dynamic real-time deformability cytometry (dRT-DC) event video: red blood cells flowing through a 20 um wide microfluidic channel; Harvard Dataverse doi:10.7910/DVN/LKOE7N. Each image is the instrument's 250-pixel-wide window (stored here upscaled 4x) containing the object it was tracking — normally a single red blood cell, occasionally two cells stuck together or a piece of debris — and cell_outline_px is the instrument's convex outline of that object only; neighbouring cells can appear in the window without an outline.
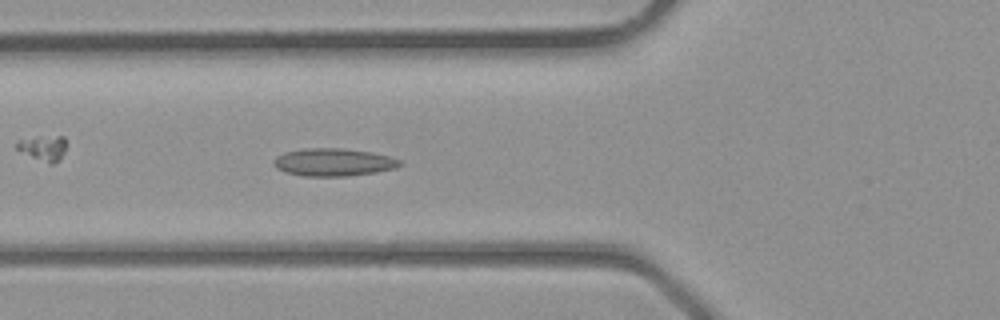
{"species": "common noctule bat (a hibernating species)", "species_latin": "Nyctalus noctula", "temperature_condition": "room temperature", "stored_images_in_passage": 39, "camera_frame_rate_fps": 3000, "um_per_image_px": 0.085, "animal": {"sex": "male", "body_mass_g": 23.1, "forearm_length_mm": 52.7}, "frame": {"image": 1, "passage_image": 14, "time_ms": 4.333, "image_size_px": [1000, 320], "cell_outline_px": [[400, 164], [396, 168], [376, 172], [348, 176], [304, 176], [284, 172], [276, 168], [272, 164], [272, 160], [276, 156], [284, 152], [304, 148], [344, 148], [372, 152], [388, 156], [400, 160]], "centroid_in_image_um": [28.29, 13.78], "position_along_channel_um": 97.5, "area_um2": 20.52}}
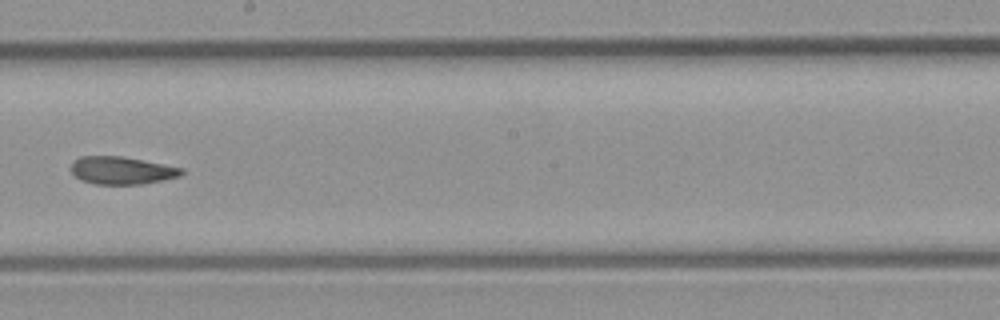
{"frame": {"image": 2, "passage_image": 22, "time_ms": 7.0, "image_size_px": [1000, 320], "cell_outline_px": [[184, 172], [180, 176], [140, 184], [96, 184], [80, 180], [72, 172], [72, 160], [80, 156], [120, 156], [184, 168]], "centroid_in_image_um": [10.32, 14.48], "position_along_channel_um": 237.9, "area_um2": 17.63}}
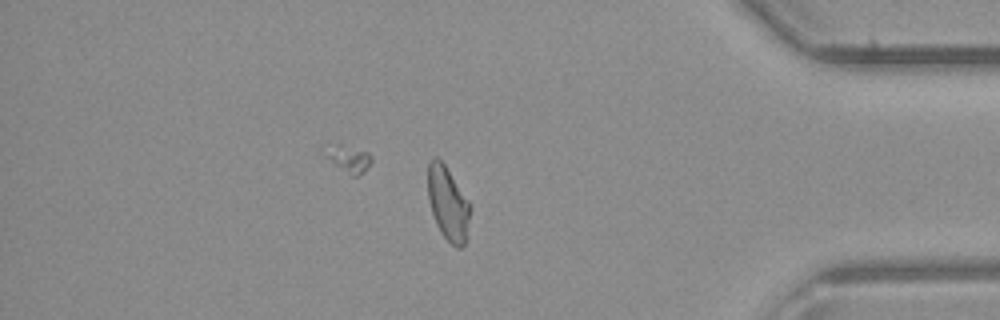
{"frame": {"image": 3, "passage_image": 33, "time_ms": 10.667, "image_size_px": [1000, 320], "cell_outline_px": [[468, 220], [464, 244], [460, 248], [456, 248], [440, 232], [436, 224], [428, 200], [428, 164], [436, 156], [444, 164], [468, 200]], "centroid_in_image_um": [38.03, 17.29], "position_along_channel_um": 397.2, "area_um2": 17.51}}